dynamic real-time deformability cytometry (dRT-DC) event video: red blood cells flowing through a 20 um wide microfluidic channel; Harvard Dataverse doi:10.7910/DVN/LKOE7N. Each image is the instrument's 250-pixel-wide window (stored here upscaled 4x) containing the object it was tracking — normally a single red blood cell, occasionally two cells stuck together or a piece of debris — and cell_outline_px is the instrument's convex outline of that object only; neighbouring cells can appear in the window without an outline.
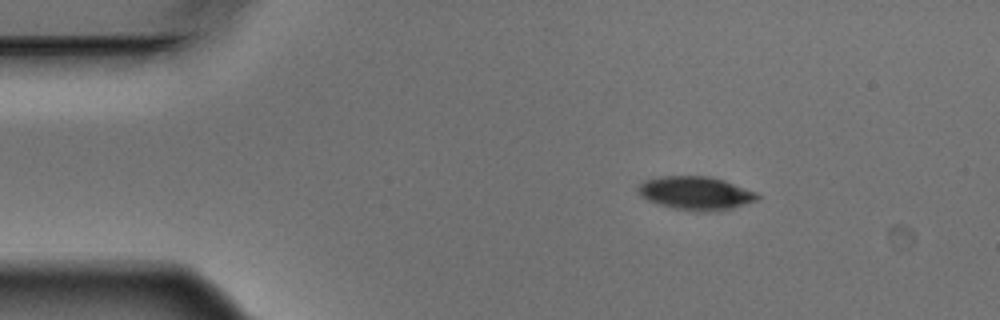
{"species": "Egyptian fruit bat (a non-hibernating species)", "species_latin": "Rousettus aegyptiacus", "temperature_condition": "warm", "stored_images_in_passage": 2, "camera_frame_rate_fps": 3000, "um_per_image_px": 0.085, "animal": {"sex": "male"}, "frame": {"image": 1, "passage_image": 1, "time_ms": 0.0, "image_size_px": [1000, 320], "cell_outline_px": [[760, 196], [756, 200], [732, 208], [704, 212], [700, 212], [676, 208], [660, 204], [648, 200], [640, 196], [636, 188], [644, 180], [660, 176], [712, 176], [724, 180], [756, 192]], "centroid_in_image_um": [59.11, 16.4], "position_along_channel_um": 25.9, "area_um2": 23.06}}